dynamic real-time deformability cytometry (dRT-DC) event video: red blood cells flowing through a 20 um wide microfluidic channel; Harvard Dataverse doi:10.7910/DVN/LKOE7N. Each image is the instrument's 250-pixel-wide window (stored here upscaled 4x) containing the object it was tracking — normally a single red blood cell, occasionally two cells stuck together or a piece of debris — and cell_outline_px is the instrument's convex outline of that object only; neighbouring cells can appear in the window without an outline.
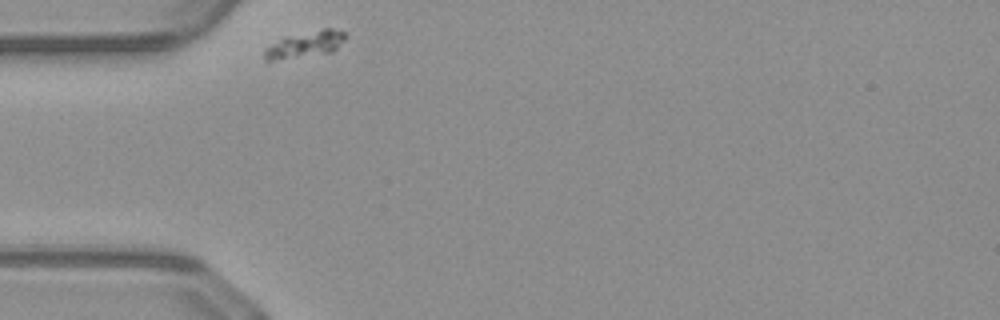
{"species": "common noctule bat (a hibernating species)", "species_latin": "Nyctalus noctula", "temperature_condition": "warm", "stored_images_in_passage": 30, "camera_frame_rate_fps": 3000, "um_per_image_px": 0.085, "animal": {"sex": "male", "body_mass_g": 23.1, "forearm_length_mm": 52.7}, "frame": {"image": 1, "passage_image": 1, "time_ms": 0.0, "image_size_px": [1000, 320], "cell_outline_px": [[348, 36], [332, 52], [268, 64], [264, 60], [264, 48], [284, 36], [324, 28], [332, 28], [344, 32]], "centroid_in_image_um": [25.84, 3.83], "position_along_channel_um": 59.2, "area_um2": 13.18}}
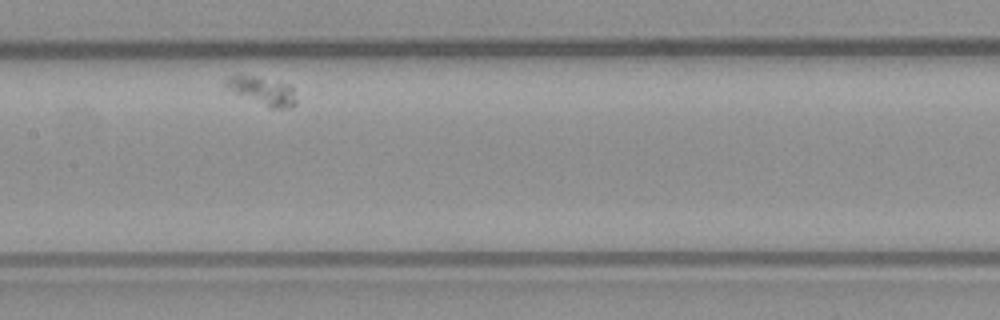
{"frame": {"image": 2, "passage_image": 13, "time_ms": 4.0, "image_size_px": [1000, 320], "cell_outline_px": [[296, 104], [292, 108], [272, 108], [232, 92], [224, 88], [220, 84], [228, 76], [236, 72], [288, 84], [292, 88], [296, 100]], "centroid_in_image_um": [22.19, 7.68], "position_along_channel_um": 185.2, "area_um2": 11.85}}
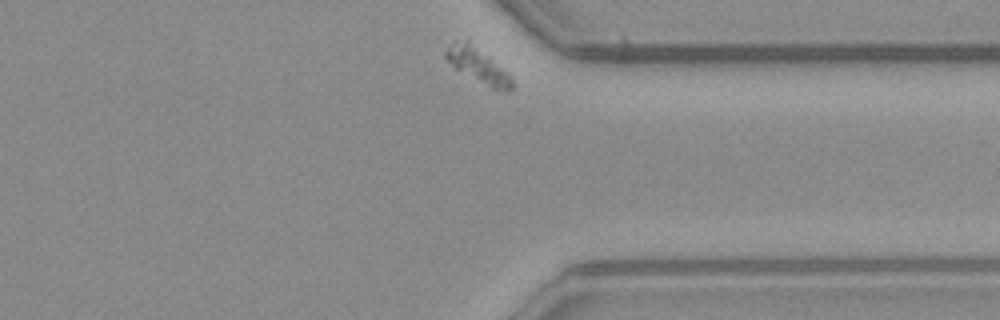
{"frame": {"image": 3, "passage_image": 30, "time_ms": 9.667, "image_size_px": [1000, 320], "cell_outline_px": [[516, 84], [508, 92], [492, 88], [456, 68], [444, 56], [444, 52], [448, 44], [452, 40], [468, 40], [504, 72]], "centroid_in_image_um": [40.56, 5.53], "position_along_channel_um": 370.8, "area_um2": 12.6}}